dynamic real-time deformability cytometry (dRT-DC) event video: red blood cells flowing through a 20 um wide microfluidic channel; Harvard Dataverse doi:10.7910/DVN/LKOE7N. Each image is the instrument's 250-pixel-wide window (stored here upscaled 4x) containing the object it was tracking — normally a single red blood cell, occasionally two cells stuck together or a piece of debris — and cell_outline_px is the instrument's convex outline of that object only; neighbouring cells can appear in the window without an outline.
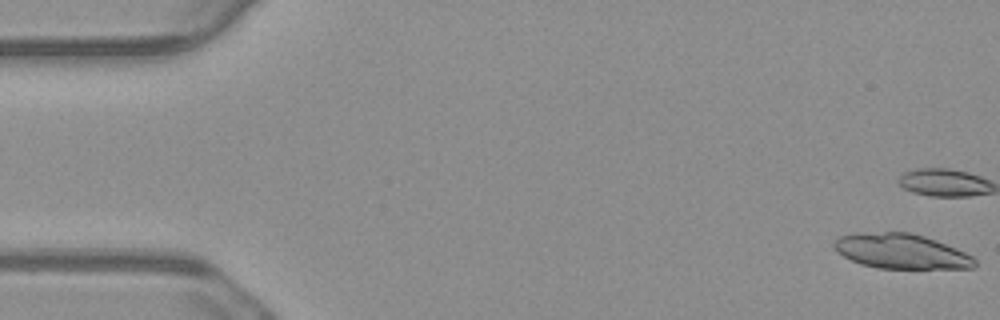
{"species": "common noctule bat (a hibernating species)", "species_latin": "Nyctalus noctula", "temperature_condition": "warm", "stored_images_in_passage": 19, "camera_frame_rate_fps": 3000, "um_per_image_px": 0.085, "animal": {"sex": "male", "body_mass_g": 23.1, "forearm_length_mm": 52.7}, "frame": {"image": 1, "passage_image": 1, "time_ms": 0.0, "image_size_px": [1000, 320], "cell_outline_px": [[976, 264], [972, 268], [876, 268], [860, 264], [836, 252], [832, 244], [840, 236], [856, 232], [908, 232], [924, 236], [936, 240], [956, 248], [972, 256], [976, 260]], "centroid_in_image_um": [76.56, 21.35], "position_along_channel_um": 8.4, "area_um2": 28.61}}